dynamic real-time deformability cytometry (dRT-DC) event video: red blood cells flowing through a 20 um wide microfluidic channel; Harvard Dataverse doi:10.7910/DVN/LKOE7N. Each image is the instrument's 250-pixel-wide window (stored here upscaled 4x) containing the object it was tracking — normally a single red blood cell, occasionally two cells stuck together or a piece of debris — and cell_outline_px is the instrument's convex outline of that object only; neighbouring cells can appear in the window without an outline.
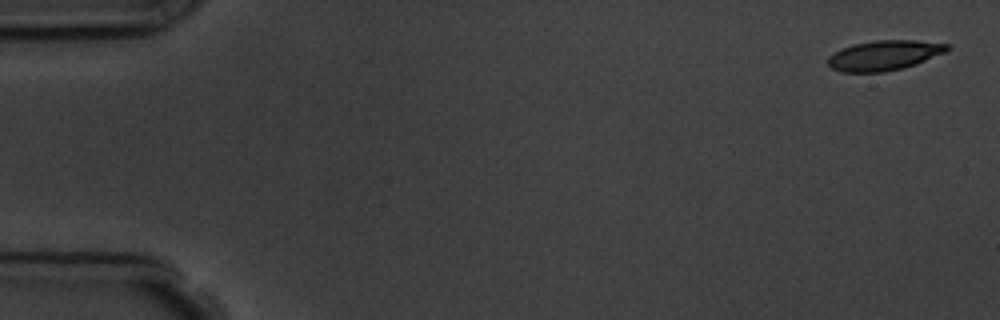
{"species": "common noctule bat (a hibernating species)", "species_latin": "Nyctalus noctula", "temperature_condition": "room temperature", "stored_images_in_passage": 6, "segment_of_instrument_passage": [1, 2], "camera_frame_rate_fps": 3000, "um_per_image_px": 0.085, "animal": {"sex": "male", "body_mass_g": 19.5, "forearm_length_mm": 54.6}, "frame": {"image": 1, "passage_image": 1, "time_ms": 0.0, "image_size_px": [1000, 320], "cell_outline_px": [[952, 48], [944, 52], [916, 64], [904, 68], [884, 72], [840, 72], [832, 68], [828, 64], [828, 56], [852, 44], [876, 40], [916, 40], [948, 44]], "centroid_in_image_um": [75.16, 4.71], "position_along_channel_um": 9.8, "area_um2": 20.75}}
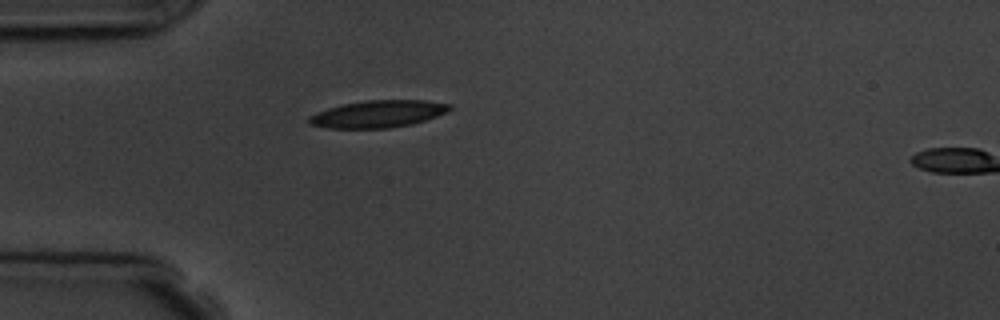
{"frame": {"image": 2, "passage_image": 5, "time_ms": 4.667, "image_size_px": [1000, 320], "cell_outline_px": [[452, 108], [436, 116], [412, 124], [388, 128], [328, 128], [308, 124], [308, 116], [316, 112], [328, 108], [344, 104], [368, 100], [424, 100], [452, 104]], "centroid_in_image_um": [32.1, 9.68], "position_along_channel_um": 52.9, "area_um2": 22.14}}